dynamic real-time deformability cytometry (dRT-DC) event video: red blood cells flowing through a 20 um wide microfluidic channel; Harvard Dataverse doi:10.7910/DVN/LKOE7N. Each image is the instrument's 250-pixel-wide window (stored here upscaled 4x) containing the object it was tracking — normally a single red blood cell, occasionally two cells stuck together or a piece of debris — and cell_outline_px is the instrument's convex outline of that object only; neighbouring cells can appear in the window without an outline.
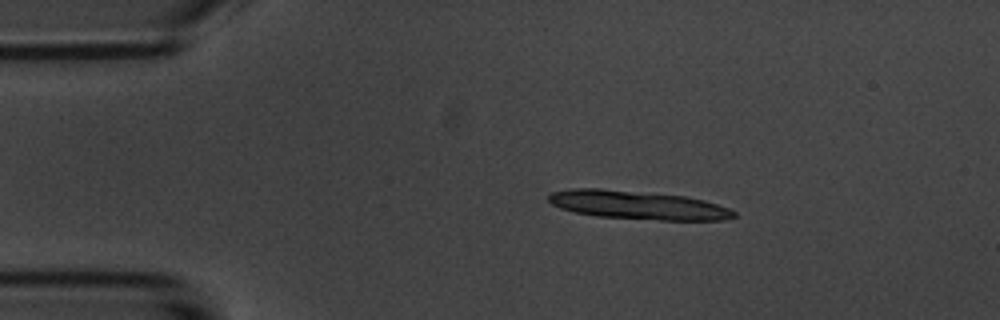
{"species": "common noctule bat (a hibernating species)", "species_latin": "Nyctalus noctula", "temperature_condition": "room temperature", "stored_images_in_passage": 3, "camera_frame_rate_fps": 3000, "um_per_image_px": 0.085, "animal": {"sex": "male", "body_mass_g": 20.1, "forearm_length_mm": 53.5}, "frame": {"image": 1, "passage_image": 2, "time_ms": 1.333, "image_size_px": [1000, 320], "cell_outline_px": [[736, 216], [728, 220], [660, 220], [596, 216], [576, 212], [560, 208], [552, 204], [548, 200], [548, 196], [552, 192], [568, 188], [600, 188], [684, 196], [704, 200], [728, 208], [736, 212]], "centroid_in_image_um": [54.21, 17.43], "position_along_channel_um": 30.8, "area_um2": 30.75}}